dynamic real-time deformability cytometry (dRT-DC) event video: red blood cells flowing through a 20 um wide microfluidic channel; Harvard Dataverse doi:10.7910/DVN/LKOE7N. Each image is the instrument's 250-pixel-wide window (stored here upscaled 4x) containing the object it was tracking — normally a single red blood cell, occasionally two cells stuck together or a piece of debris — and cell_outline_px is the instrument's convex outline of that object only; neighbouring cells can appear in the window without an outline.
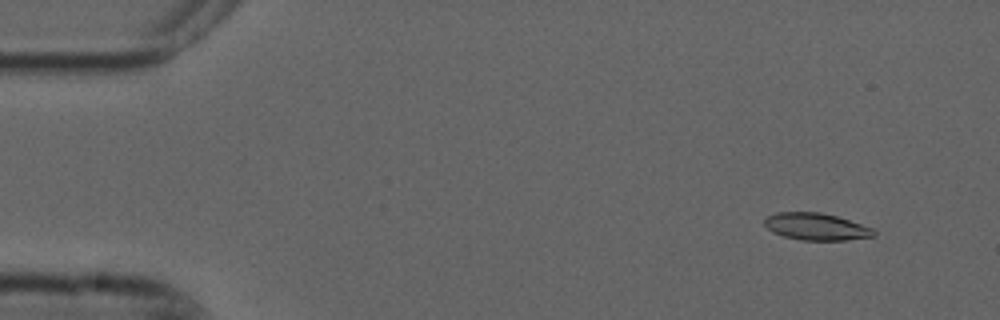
{"species": "common noctule bat (a hibernating species)", "species_latin": "Nyctalus noctula", "temperature_condition": "cold", "stored_images_in_passage": 5, "camera_frame_rate_fps": 3000, "um_per_image_px": 0.085, "animal": {"sex": "male", "forearm_length_mm": 52.5}, "frame": {"image": 1, "passage_image": 2, "time_ms": 0.333, "image_size_px": [1000, 320], "cell_outline_px": [[876, 236], [848, 240], [800, 240], [784, 236], [772, 232], [764, 224], [764, 220], [768, 216], [776, 212], [820, 212], [836, 216], [872, 228], [876, 232]], "centroid_in_image_um": [69.37, 19.27], "position_along_channel_um": 15.6, "area_um2": 17.17}}
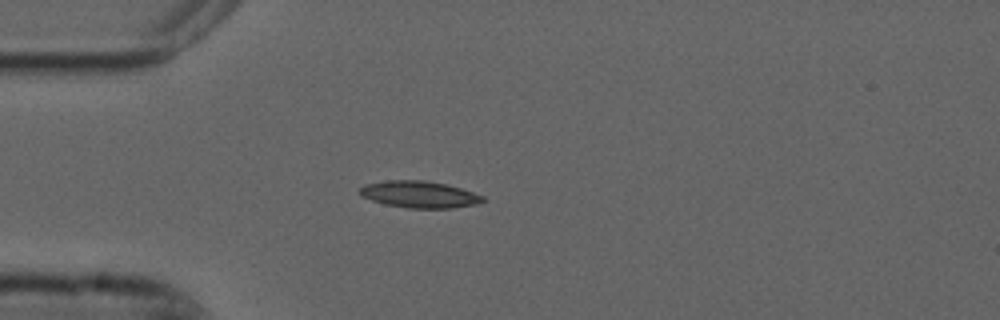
{"frame": {"image": 2, "passage_image": 5, "time_ms": 1.333, "image_size_px": [1000, 320], "cell_outline_px": [[488, 200], [476, 204], [452, 208], [408, 208], [384, 204], [360, 196], [360, 188], [364, 184], [388, 180], [424, 180], [444, 184], [460, 188], [484, 196]], "centroid_in_image_um": [35.64, 16.53], "position_along_channel_um": 49.4, "area_um2": 19.19}}